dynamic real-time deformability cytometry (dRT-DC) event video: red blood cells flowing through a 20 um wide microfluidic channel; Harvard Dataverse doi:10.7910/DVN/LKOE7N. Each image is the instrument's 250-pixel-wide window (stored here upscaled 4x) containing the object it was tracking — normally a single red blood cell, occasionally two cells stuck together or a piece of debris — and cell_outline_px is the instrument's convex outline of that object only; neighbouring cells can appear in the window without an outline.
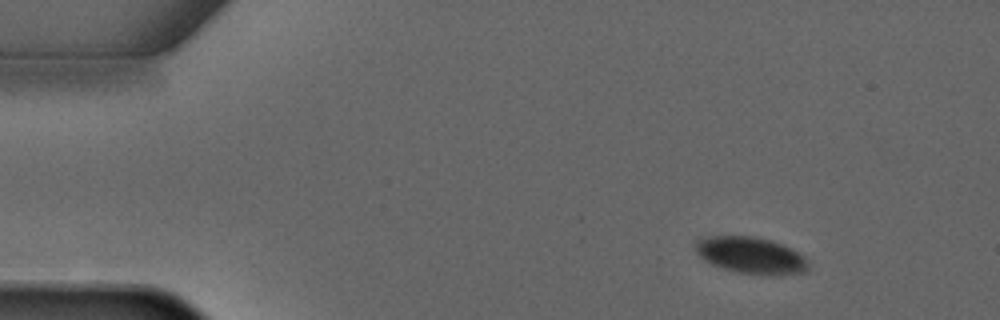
{"species": "common noctule bat (a hibernating species)", "species_latin": "Nyctalus noctula", "temperature_condition": "warm", "stored_images_in_passage": 3, "camera_frame_rate_fps": 3000, "um_per_image_px": 0.085, "animal": {"sex": "male", "forearm_length_mm": 52.5}, "frame": {"image": 1, "passage_image": 1, "time_ms": 0.0, "image_size_px": [1000, 320], "cell_outline_px": [[808, 268], [804, 272], [780, 276], [764, 276], [736, 272], [712, 264], [704, 260], [696, 252], [692, 244], [696, 240], [708, 236], [756, 236], [772, 240], [804, 256], [808, 264]], "centroid_in_image_um": [63.8, 21.71], "position_along_channel_um": 21.2, "area_um2": 24.39}}